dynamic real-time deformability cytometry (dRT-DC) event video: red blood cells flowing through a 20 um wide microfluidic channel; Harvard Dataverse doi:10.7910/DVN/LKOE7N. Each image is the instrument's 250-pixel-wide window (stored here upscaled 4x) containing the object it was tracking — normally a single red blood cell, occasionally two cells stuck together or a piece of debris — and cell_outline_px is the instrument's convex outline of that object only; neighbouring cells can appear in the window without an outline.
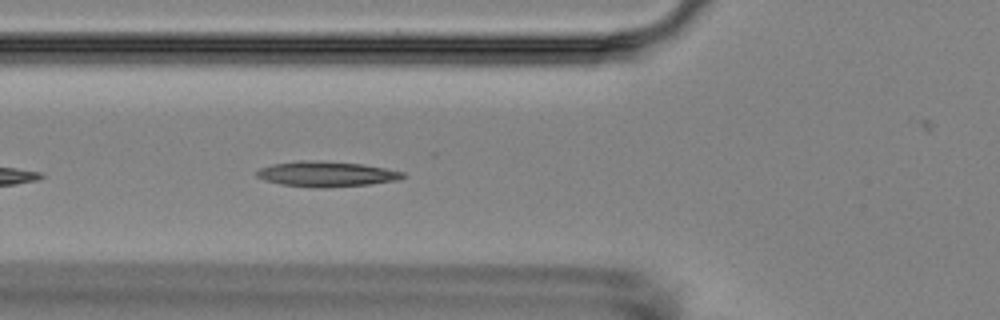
{"species": "Egyptian fruit bat (a non-hibernating species)", "species_latin": "Rousettus aegyptiacus", "temperature_condition": "room temperature", "stored_images_in_passage": 5, "camera_frame_rate_fps": 3000, "um_per_image_px": 0.085, "animal": {"sex": "female"}, "frame": {"image": 1, "passage_image": 5, "time_ms": 4.667, "image_size_px": [1000, 320], "cell_outline_px": [[408, 176], [396, 180], [368, 184], [312, 188], [280, 184], [264, 180], [256, 176], [256, 172], [260, 168], [272, 164], [300, 160], [304, 160], [364, 164], [404, 172]], "centroid_in_image_um": [27.72, 14.79], "position_along_channel_um": 98.1, "area_um2": 21.33}}